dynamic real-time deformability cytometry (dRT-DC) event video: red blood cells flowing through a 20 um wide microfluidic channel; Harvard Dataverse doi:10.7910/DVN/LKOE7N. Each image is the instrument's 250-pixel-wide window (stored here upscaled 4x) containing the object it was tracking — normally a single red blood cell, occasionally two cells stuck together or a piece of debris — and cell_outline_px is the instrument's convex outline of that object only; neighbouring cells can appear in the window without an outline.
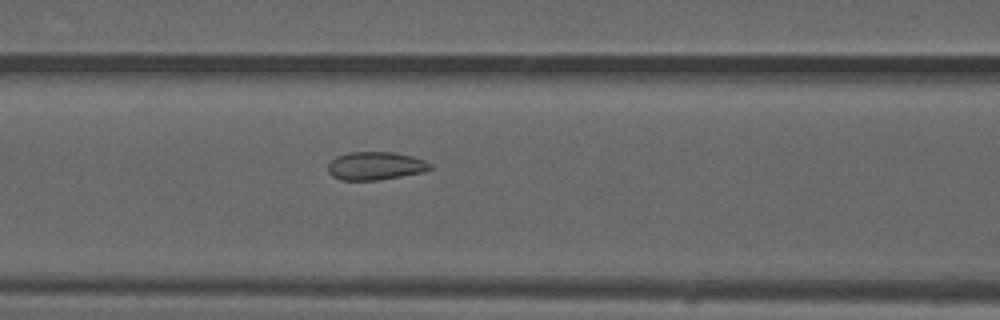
{"species": "common noctule bat (a hibernating species)", "species_latin": "Nyctalus noctula", "temperature_condition": "warm", "stored_images_in_passage": 36, "camera_frame_rate_fps": 3000, "um_per_image_px": 0.085, "animal": {"sex": "male", "forearm_length_mm": 52.5}, "frame": {"image": 1, "passage_image": 13, "time_ms": 4.0, "image_size_px": [1000, 320], "cell_outline_px": [[432, 168], [424, 172], [376, 180], [340, 180], [332, 176], [328, 172], [328, 164], [336, 156], [348, 152], [396, 152], [412, 156], [424, 160], [432, 164]], "centroid_in_image_um": [31.91, 14.09], "position_along_channel_um": 134.7, "area_um2": 16.82}}
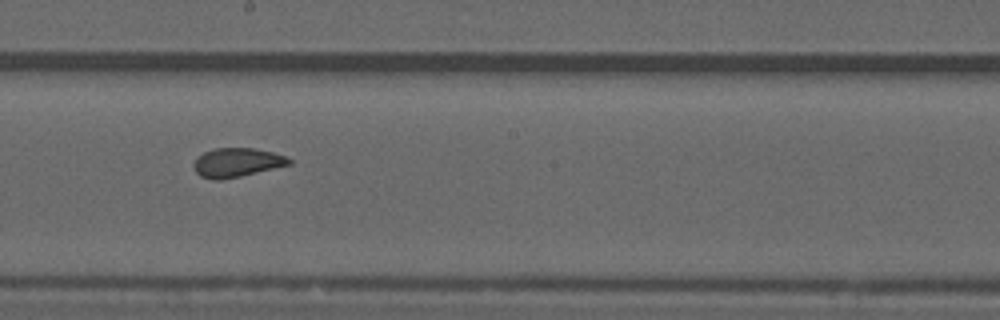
{"frame": {"image": 2, "passage_image": 20, "time_ms": 6.333, "image_size_px": [1000, 320], "cell_outline_px": [[292, 164], [240, 176], [220, 180], [212, 180], [200, 176], [196, 172], [192, 164], [204, 152], [216, 148], [256, 148], [288, 156], [292, 160]], "centroid_in_image_um": [20.16, 13.81], "position_along_channel_um": 228.0, "area_um2": 16.13}}
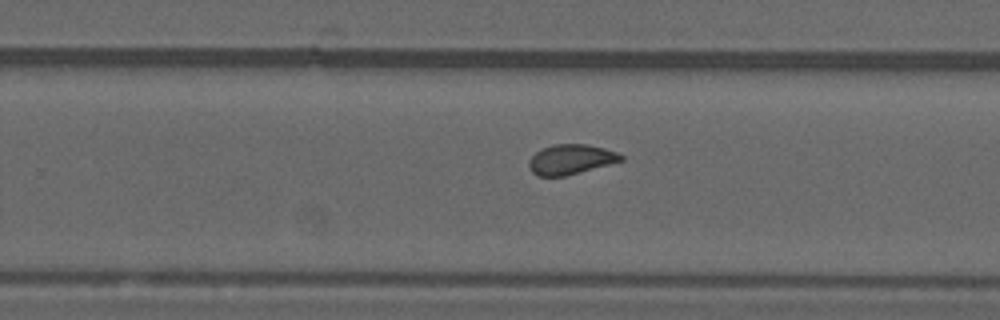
{"frame": {"image": 3, "passage_image": 24, "time_ms": 7.667, "image_size_px": [1000, 320], "cell_outline_px": [[624, 160], [564, 176], [540, 176], [532, 172], [528, 168], [528, 160], [536, 152], [552, 144], [588, 144], [604, 148], [616, 152], [624, 156]], "centroid_in_image_um": [48.5, 13.54], "position_along_channel_um": 281.3, "area_um2": 15.95}, "authors_computed_cell_mechanics": {"area_um2": 16.6175, "velocity_mm_per_s": 4.0083, "shape_relaxation_time_tau1_ms": null, "shape_relaxation_time_tau2_ms": 0.6434, "deformation_change_tau1": null, "deformation_change_tau2": 0.064}}